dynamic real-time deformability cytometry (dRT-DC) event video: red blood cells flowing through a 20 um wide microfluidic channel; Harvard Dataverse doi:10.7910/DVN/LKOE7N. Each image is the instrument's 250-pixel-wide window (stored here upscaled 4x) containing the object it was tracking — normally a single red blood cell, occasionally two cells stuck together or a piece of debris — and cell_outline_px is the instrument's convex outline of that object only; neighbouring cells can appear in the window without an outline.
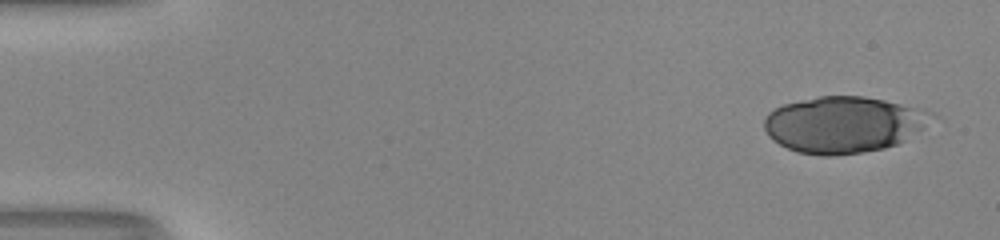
{"species": "human", "species_latin": "Homo sapiens", "temperature_condition": "room temperature", "stored_images_in_passage": 25, "camera_frame_rate_fps": 3000, "um_per_image_px": 0.085, "donor": {"sex": "male"}, "frame": {"image": 1, "passage_image": 1, "time_ms": 0.0, "image_size_px": [1000, 240], "cell_outline_px": [[924, 128], [896, 144], [884, 148], [860, 152], [828, 156], [820, 156], [796, 152], [772, 140], [768, 136], [764, 128], [764, 116], [768, 112], [784, 104], [820, 96], [864, 96], [884, 100], [900, 104], [912, 108], [920, 112], [924, 116]], "centroid_in_image_um": [71.51, 10.6], "position_along_channel_um": 13.5, "area_um2": 53.52}}